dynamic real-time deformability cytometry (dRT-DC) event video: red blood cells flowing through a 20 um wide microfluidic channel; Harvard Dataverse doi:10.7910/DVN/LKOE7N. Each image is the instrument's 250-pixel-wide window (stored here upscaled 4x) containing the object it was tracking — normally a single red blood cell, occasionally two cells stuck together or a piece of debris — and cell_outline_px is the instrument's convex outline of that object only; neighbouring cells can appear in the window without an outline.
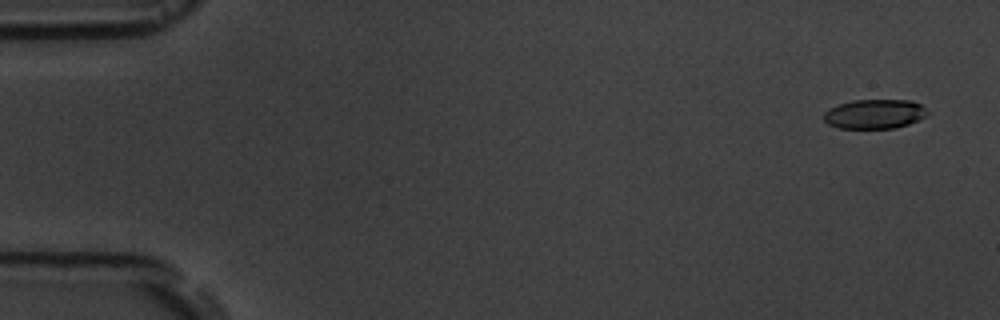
{"species": "common noctule bat (a hibernating species)", "species_latin": "Nyctalus noctula", "temperature_condition": "room temperature", "stored_images_in_passage": 6, "camera_frame_rate_fps": 3000, "um_per_image_px": 0.085, "animal": {"sex": "male", "body_mass_g": 19.5, "forearm_length_mm": 54.6}, "frame": {"image": 1, "passage_image": 1, "time_ms": 0.0, "image_size_px": [1000, 320], "cell_outline_px": [[928, 116], [908, 124], [896, 128], [840, 128], [828, 124], [824, 120], [824, 112], [828, 108], [852, 100], [912, 100], [920, 104], [928, 112]], "centroid_in_image_um": [74.35, 9.68], "position_along_channel_um": 10.7, "area_um2": 17.8}}
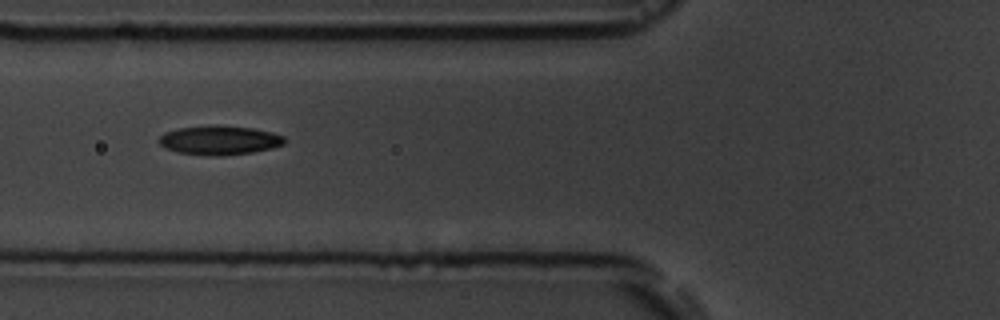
{"frame": {"image": 2, "passage_image": 6, "time_ms": 6.333, "image_size_px": [1000, 320], "cell_outline_px": [[288, 140], [284, 144], [272, 148], [252, 152], [224, 156], [208, 156], [176, 152], [164, 148], [156, 140], [164, 132], [180, 128], [208, 124], [216, 124], [252, 128], [272, 132], [284, 136]], "centroid_in_image_um": [18.64, 11.91], "position_along_channel_um": 107.2, "area_um2": 21.85}}